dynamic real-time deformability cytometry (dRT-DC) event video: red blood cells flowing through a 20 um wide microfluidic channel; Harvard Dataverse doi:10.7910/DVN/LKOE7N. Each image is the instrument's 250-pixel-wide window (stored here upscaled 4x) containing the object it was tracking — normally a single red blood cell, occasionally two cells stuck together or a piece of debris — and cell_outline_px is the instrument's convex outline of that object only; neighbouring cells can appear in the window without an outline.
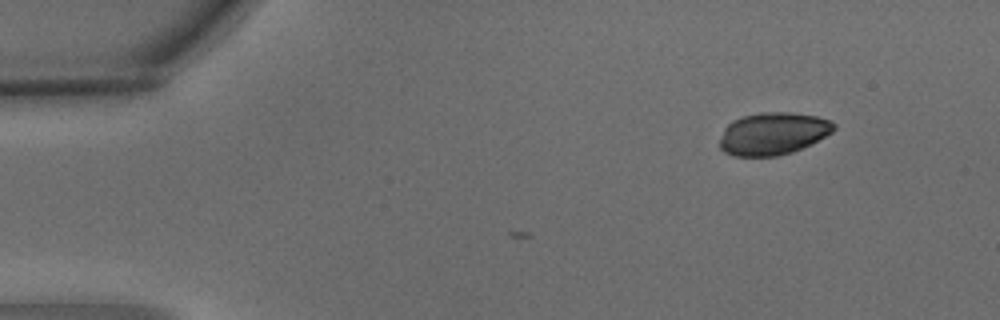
{"species": "common noctule bat (a hibernating species)", "species_latin": "Nyctalus noctula", "temperature_condition": "warm", "stored_images_in_passage": 3, "camera_frame_rate_fps": 3000, "um_per_image_px": 0.085, "animal": {"sex": "male", "body_mass_g": 15.6}, "frame": {"image": 1, "passage_image": 1, "time_ms": 0.0, "image_size_px": [1000, 320], "cell_outline_px": [[836, 128], [832, 132], [792, 152], [776, 156], [736, 156], [724, 152], [720, 148], [720, 140], [724, 128], [732, 120], [744, 116], [760, 112], [792, 112], [816, 116], [832, 120], [836, 124]], "centroid_in_image_um": [65.7, 11.34], "position_along_channel_um": 19.3, "area_um2": 28.09}}